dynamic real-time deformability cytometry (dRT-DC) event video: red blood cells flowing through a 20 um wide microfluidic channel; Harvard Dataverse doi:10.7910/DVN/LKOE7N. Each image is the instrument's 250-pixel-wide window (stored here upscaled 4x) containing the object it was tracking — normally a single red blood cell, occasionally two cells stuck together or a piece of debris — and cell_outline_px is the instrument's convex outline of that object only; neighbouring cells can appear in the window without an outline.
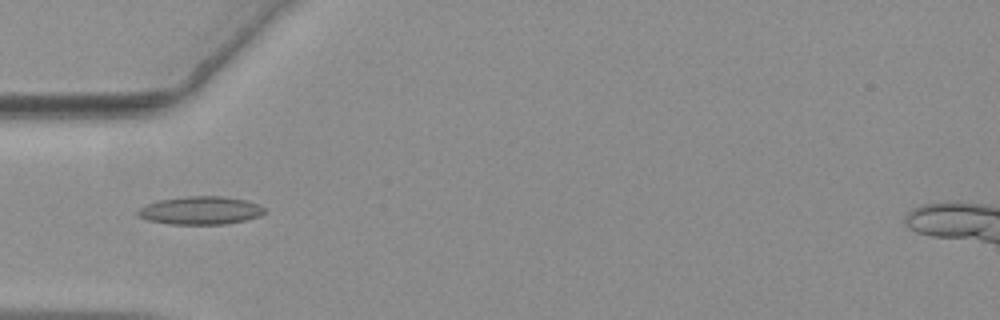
{"species": "common noctule bat (a hibernating species)", "species_latin": "Nyctalus noctula", "temperature_condition": "warm", "stored_images_in_passage": 18, "camera_frame_rate_fps": 3000, "um_per_image_px": 0.085, "animal": {"sex": "female", "body_mass_g": 19.3, "forearm_length_mm": 54.1}, "frame": {"image": 1, "passage_image": 1, "time_ms": 0.0, "image_size_px": [1000, 320], "cell_outline_px": [[264, 212], [260, 216], [244, 220], [224, 224], [172, 224], [148, 220], [140, 216], [136, 212], [136, 208], [144, 204], [160, 200], [188, 196], [224, 196], [244, 200], [260, 204], [264, 208]], "centroid_in_image_um": [17.01, 17.88], "position_along_channel_um": 68.0, "area_um2": 20.69}}
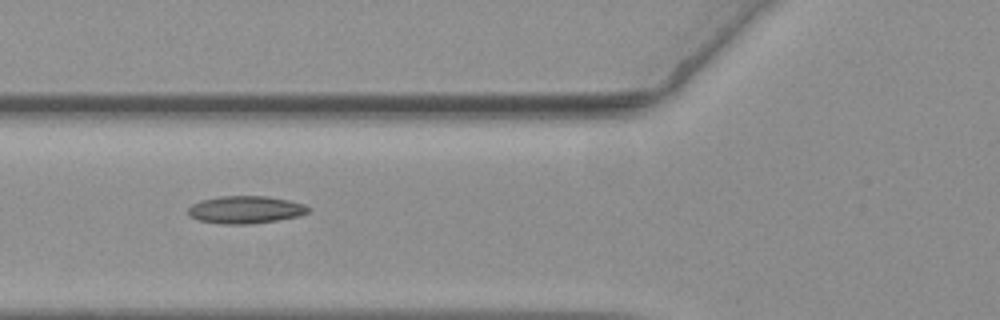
{"frame": {"image": 2, "passage_image": 4, "time_ms": 1.0, "image_size_px": [1000, 320], "cell_outline_px": [[308, 212], [296, 216], [276, 220], [248, 224], [220, 224], [196, 220], [188, 216], [188, 208], [192, 204], [200, 200], [220, 196], [268, 196], [288, 200], [304, 204], [308, 208]], "centroid_in_image_um": [20.78, 17.82], "position_along_channel_um": 105.0, "area_um2": 19.25}}
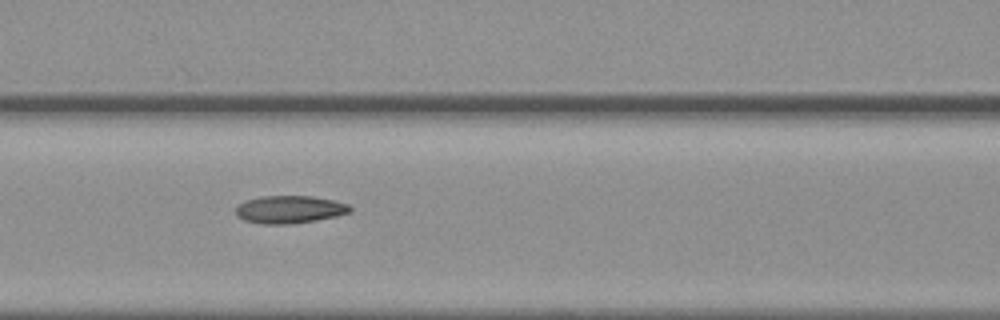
{"frame": {"image": 3, "passage_image": 7, "time_ms": 2.0, "image_size_px": [1000, 320], "cell_outline_px": [[352, 212], [336, 216], [316, 220], [292, 224], [260, 224], [244, 220], [236, 216], [236, 208], [244, 200], [260, 196], [312, 196], [332, 200], [348, 204], [352, 208]], "centroid_in_image_um": [24.6, 17.81], "position_along_channel_um": 142.0, "area_um2": 18.55}}